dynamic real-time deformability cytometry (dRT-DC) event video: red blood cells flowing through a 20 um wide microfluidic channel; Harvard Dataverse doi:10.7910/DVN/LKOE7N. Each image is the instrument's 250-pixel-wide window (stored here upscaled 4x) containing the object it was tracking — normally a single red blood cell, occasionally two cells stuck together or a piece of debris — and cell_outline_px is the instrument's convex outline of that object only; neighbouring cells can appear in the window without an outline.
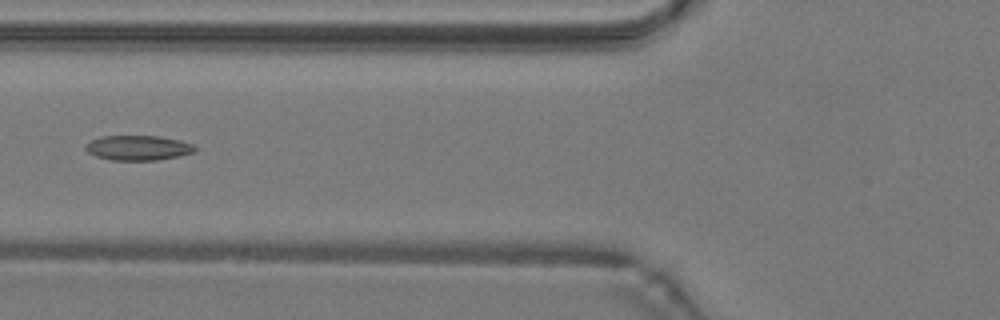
{"species": "common noctule bat (a hibernating species)", "species_latin": "Nyctalus noctula", "temperature_condition": "warm", "stored_images_in_passage": 40, "camera_frame_rate_fps": 3000, "um_per_image_px": 0.085, "animal": {"sex": "male", "body_mass_g": 19.2, "forearm_length_mm": 51.8}, "frame": {"image": 1, "passage_image": 11, "time_ms": 3.333, "image_size_px": [1000, 320], "cell_outline_px": [[196, 152], [180, 156], [156, 160], [108, 160], [96, 156], [88, 152], [84, 148], [84, 144], [100, 136], [160, 136], [180, 140], [192, 144], [196, 148]], "centroid_in_image_um": [11.73, 12.57], "position_along_channel_um": 114.1, "area_um2": 16.01}}
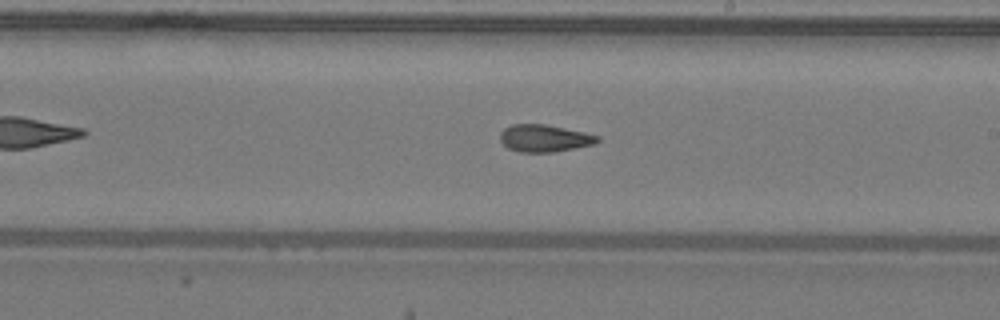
{"frame": {"image": 2, "passage_image": 20, "time_ms": 6.333, "image_size_px": [1000, 320], "cell_outline_px": [[600, 140], [592, 144], [552, 152], [520, 152], [508, 148], [500, 140], [500, 132], [504, 128], [512, 124], [544, 124], [584, 132], [600, 136]], "centroid_in_image_um": [46.24, 11.74], "position_along_channel_um": 242.8, "area_um2": 15.26}}
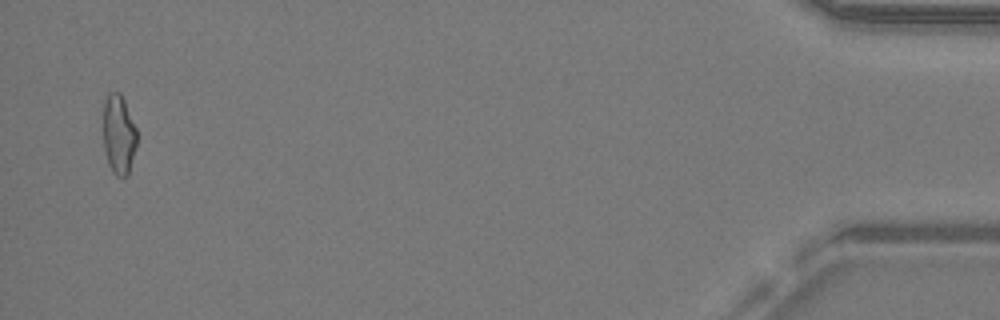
{"frame": {"image": 3, "passage_image": 39, "time_ms": 12.667, "image_size_px": [1000, 320], "cell_outline_px": [[136, 148], [128, 176], [116, 176], [112, 172], [108, 164], [104, 148], [104, 100], [108, 92], [120, 92], [124, 100], [136, 128]], "centroid_in_image_um": [10.09, 11.44], "position_along_channel_um": 425.1, "area_um2": 15.61}, "authors_computed_cell_mechanics": {"area_um2": 15.8372, "velocity_mm_per_s": 4.2793, "shape_relaxation_time_tau1_ms": null, "shape_relaxation_time_tau2_ms": 3.5356, "deformation_change_tau1": null, "deformation_change_tau2": 0.093}}